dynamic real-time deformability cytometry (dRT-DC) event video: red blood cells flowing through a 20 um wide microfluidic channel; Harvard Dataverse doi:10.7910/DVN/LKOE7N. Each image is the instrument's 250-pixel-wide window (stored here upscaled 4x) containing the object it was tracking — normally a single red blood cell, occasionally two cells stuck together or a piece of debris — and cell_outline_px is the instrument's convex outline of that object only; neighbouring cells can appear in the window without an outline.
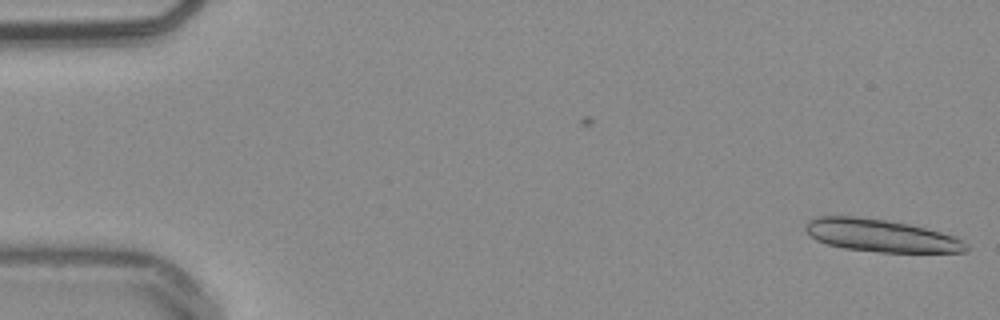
{"species": "common noctule bat (a hibernating species)", "species_latin": "Nyctalus noctula", "temperature_condition": "warm", "stored_images_in_passage": 8, "camera_frame_rate_fps": 3000, "um_per_image_px": 0.085, "animal": {"sex": "male", "body_mass_g": 20.4}, "frame": {"image": 1, "passage_image": 8, "time_ms": 2.333, "image_size_px": [1000, 320], "cell_outline_px": [[968, 252], [880, 252], [844, 248], [828, 244], [816, 240], [804, 228], [804, 224], [808, 220], [816, 216], [856, 216], [884, 220], [908, 224], [940, 232], [952, 236], [968, 244]], "centroid_in_image_um": [74.83, 20.02], "position_along_channel_um": 10.2, "area_um2": 30.17}}